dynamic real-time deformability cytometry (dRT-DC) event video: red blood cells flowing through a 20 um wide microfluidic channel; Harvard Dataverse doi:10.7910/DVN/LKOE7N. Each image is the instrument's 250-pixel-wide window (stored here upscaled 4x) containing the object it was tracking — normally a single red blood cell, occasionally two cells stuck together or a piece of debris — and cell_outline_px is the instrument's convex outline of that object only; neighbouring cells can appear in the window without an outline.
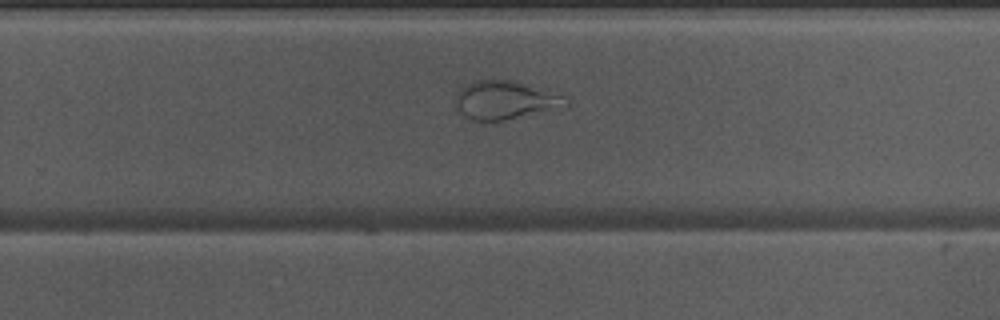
{"species": "Egyptian fruit bat (a non-hibernating species)", "species_latin": "Rousettus aegyptiacus", "temperature_condition": "warm", "stored_images_in_passage": 34, "camera_frame_rate_fps": 3000, "um_per_image_px": 0.085, "animal": {"sex": "male"}, "frame": {"image": 1, "passage_image": 25, "time_ms": 8.0, "image_size_px": [1000, 320], "cell_outline_px": [[568, 108], [504, 120], [472, 120], [464, 116], [460, 112], [456, 104], [456, 92], [460, 88], [472, 80], [512, 80], [564, 96], [568, 104]], "centroid_in_image_um": [42.95, 8.52], "position_along_channel_um": 286.9, "area_um2": 24.74}}
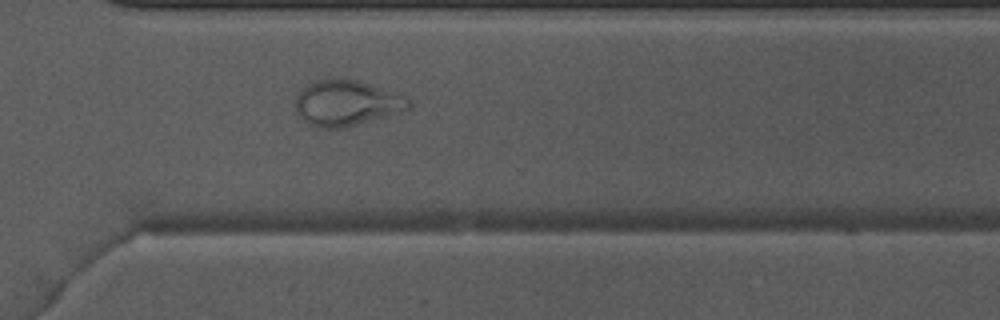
{"frame": {"image": 2, "passage_image": 29, "time_ms": 9.333, "image_size_px": [1000, 320], "cell_outline_px": [[412, 108], [404, 112], [344, 128], [320, 128], [308, 124], [296, 112], [296, 96], [300, 88], [308, 84], [320, 80], [344, 76], [360, 80], [400, 92], [408, 96], [412, 100]], "centroid_in_image_um": [29.56, 8.73], "position_along_channel_um": 341.0, "area_um2": 31.33}}